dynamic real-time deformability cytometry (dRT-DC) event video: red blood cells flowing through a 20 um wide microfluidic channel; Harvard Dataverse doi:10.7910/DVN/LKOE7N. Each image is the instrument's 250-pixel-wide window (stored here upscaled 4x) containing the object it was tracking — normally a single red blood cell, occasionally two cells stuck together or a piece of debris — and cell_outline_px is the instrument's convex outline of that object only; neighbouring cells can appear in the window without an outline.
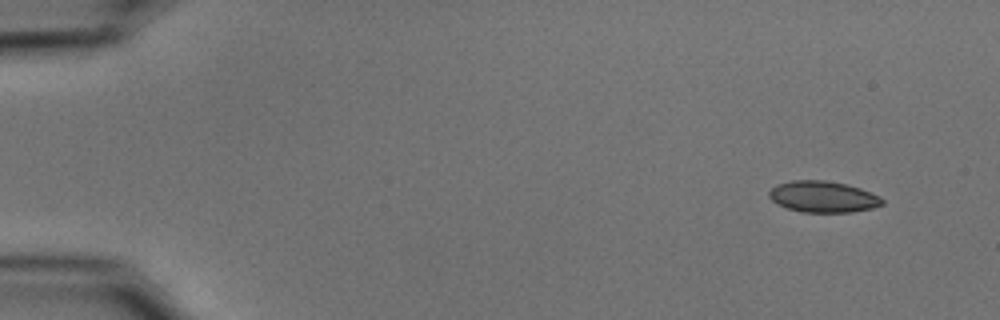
{"species": "common noctule bat (a hibernating species)", "species_latin": "Nyctalus noctula", "temperature_condition": "cold", "stored_images_in_passage": 51, "camera_frame_rate_fps": 3000, "um_per_image_px": 0.085, "animal": {"sex": "male", "body_mass_g": 15.6}, "frame": {"image": 1, "passage_image": 1, "time_ms": 0.0, "image_size_px": [1000, 320], "cell_outline_px": [[884, 204], [872, 208], [852, 212], [800, 212], [776, 204], [768, 196], [768, 192], [776, 184], [792, 180], [824, 180], [848, 184], [860, 188], [880, 196], [884, 200]], "centroid_in_image_um": [69.95, 16.72], "position_along_channel_um": 15.0, "area_um2": 20.81}}
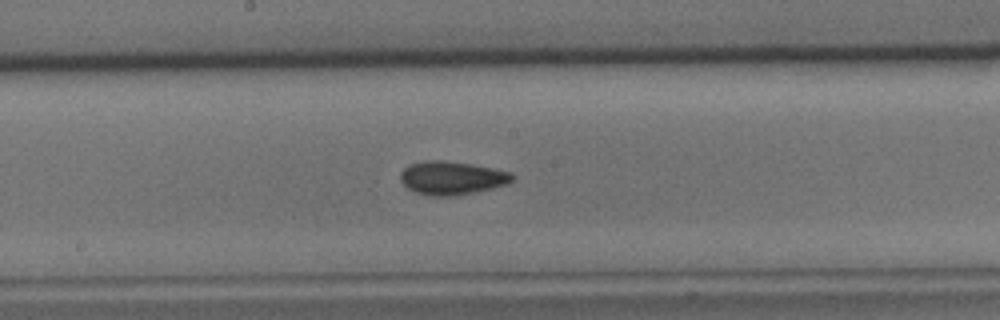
{"frame": {"image": 2, "passage_image": 26, "time_ms": 8.333, "image_size_px": [1000, 320], "cell_outline_px": [[516, 176], [508, 184], [492, 188], [452, 196], [432, 196], [416, 192], [408, 188], [400, 180], [400, 172], [408, 164], [424, 160], [440, 160], [472, 164], [512, 172]], "centroid_in_image_um": [38.4, 15.11], "position_along_channel_um": 209.8, "area_um2": 21.79}}
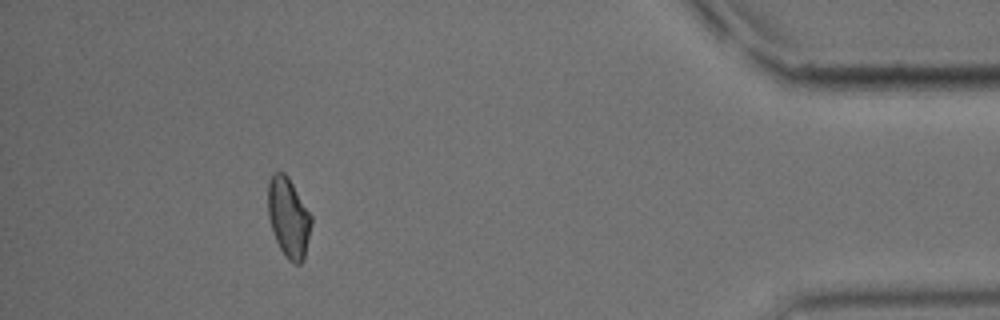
{"frame": {"image": 3, "passage_image": 46, "time_ms": 15.0, "image_size_px": [1000, 320], "cell_outline_px": [[312, 224], [304, 260], [300, 264], [292, 264], [288, 260], [280, 248], [276, 240], [268, 216], [268, 184], [272, 176], [276, 172], [284, 172], [288, 176], [312, 216]], "centroid_in_image_um": [24.54, 18.52], "position_along_channel_um": 410.7, "area_um2": 20.11}, "authors_computed_cell_mechanics": {"area_um2": 20.5768, "velocity_mm_per_s": 3.7566, "shape_relaxation_time_tau1_ms": 8.2785, "shape_relaxation_time_tau2_ms": 2.2283, "deformation_change_tau1": 0.1288, "deformation_change_tau2": 0.0648}}